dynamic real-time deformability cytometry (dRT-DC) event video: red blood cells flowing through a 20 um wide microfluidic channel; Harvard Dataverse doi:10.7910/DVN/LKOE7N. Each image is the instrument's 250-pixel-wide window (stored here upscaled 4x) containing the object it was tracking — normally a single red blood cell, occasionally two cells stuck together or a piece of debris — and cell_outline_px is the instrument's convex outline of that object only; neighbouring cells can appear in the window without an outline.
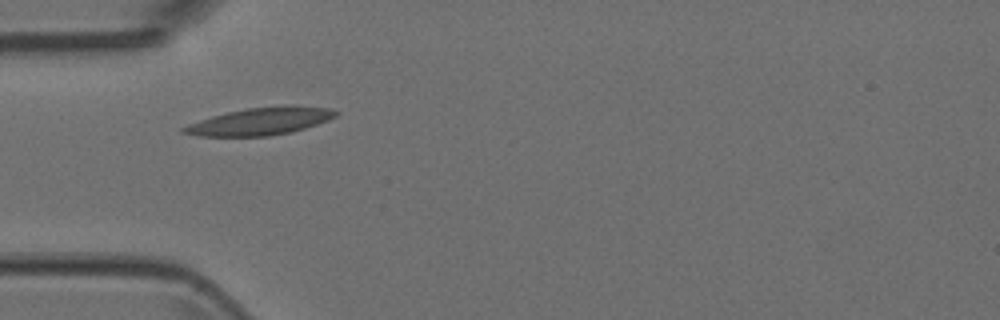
{"species": "Egyptian fruit bat (a non-hibernating species)", "species_latin": "Rousettus aegyptiacus", "temperature_condition": "room temperature", "stored_images_in_passage": 2, "camera_frame_rate_fps": 3000, "um_per_image_px": 0.085, "animal": {"sex": "female"}, "frame": {"image": 1, "passage_image": 1, "time_ms": 0.0, "image_size_px": [1000, 320], "cell_outline_px": [[340, 112], [336, 116], [328, 120], [292, 132], [268, 136], [200, 136], [180, 132], [180, 128], [188, 124], [212, 116], [228, 112], [248, 108], [284, 104], [288, 104], [332, 108]], "centroid_in_image_um": [22.16, 10.29], "position_along_channel_um": 62.8, "area_um2": 24.51}}
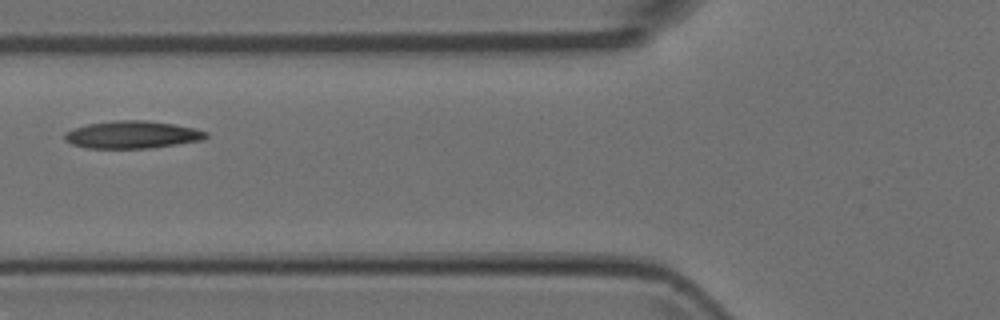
{"frame": {"image": 2, "passage_image": 2, "time_ms": 0.333, "image_size_px": [1000, 320], "cell_outline_px": [[208, 136], [204, 140], [148, 148], [88, 148], [72, 144], [64, 140], [64, 132], [72, 128], [88, 124], [116, 120], [144, 120], [172, 124], [196, 128], [208, 132]], "centroid_in_image_um": [11.23, 11.44], "position_along_channel_um": 114.6, "area_um2": 22.66}}